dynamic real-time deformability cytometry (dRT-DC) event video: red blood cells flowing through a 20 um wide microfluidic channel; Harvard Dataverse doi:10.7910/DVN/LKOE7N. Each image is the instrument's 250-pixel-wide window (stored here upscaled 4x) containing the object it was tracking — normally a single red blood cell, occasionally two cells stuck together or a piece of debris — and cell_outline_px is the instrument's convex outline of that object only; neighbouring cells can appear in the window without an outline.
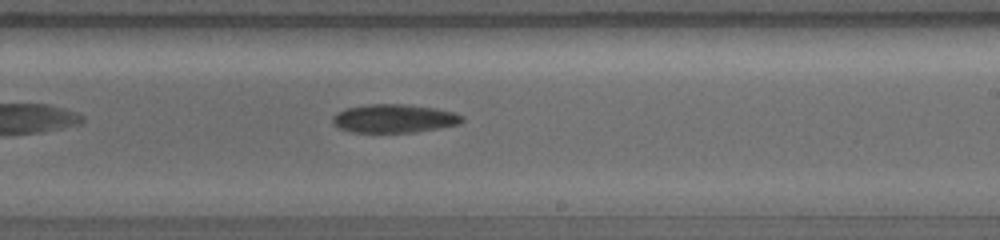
{"species": "common noctule bat (a hibernating species)", "species_latin": "Nyctalus noctula", "temperature_condition": "warm", "stored_images_in_passage": 26, "camera_frame_rate_fps": 5000, "um_per_image_px": 0.085, "animal": {"sex": "female", "body_mass_g": 19.0, "forearm_length_mm": 56.7}, "frame": {"image": 1, "passage_image": 15, "time_ms": 3.8, "image_size_px": [1000, 240], "cell_outline_px": [[464, 120], [460, 124], [440, 128], [416, 132], [352, 132], [340, 128], [332, 124], [332, 116], [336, 112], [348, 108], [368, 104], [404, 104], [436, 108], [452, 112], [464, 116]], "centroid_in_image_um": [33.51, 10.07], "position_along_channel_um": 255.5, "area_um2": 21.56}}